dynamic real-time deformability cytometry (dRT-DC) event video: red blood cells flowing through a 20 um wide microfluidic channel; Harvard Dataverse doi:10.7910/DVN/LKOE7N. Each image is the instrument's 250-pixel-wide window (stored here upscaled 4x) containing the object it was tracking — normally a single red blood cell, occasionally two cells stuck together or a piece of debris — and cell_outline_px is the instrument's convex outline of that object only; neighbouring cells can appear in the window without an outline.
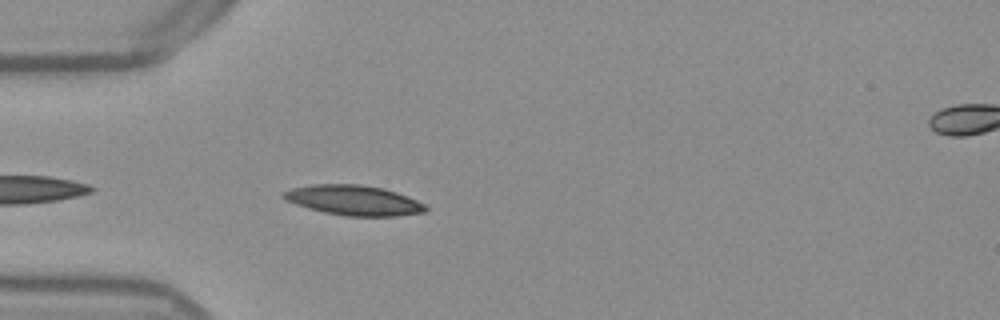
{"species": "Egyptian fruit bat (a non-hibernating species)", "species_latin": "Rousettus aegyptiacus", "temperature_condition": "warm", "stored_images_in_passage": 27, "camera_frame_rate_fps": 3000, "um_per_image_px": 0.085, "frame": {"image": 1, "passage_image": 3, "time_ms": 0.667, "image_size_px": [1000, 320], "cell_outline_px": [[428, 208], [424, 212], [396, 216], [348, 216], [324, 212], [308, 208], [296, 204], [280, 196], [280, 192], [292, 188], [312, 184], [360, 184], [384, 188], [396, 192], [416, 200], [424, 204]], "centroid_in_image_um": [30.04, 17.01], "position_along_channel_um": 55.0, "area_um2": 24.8}}
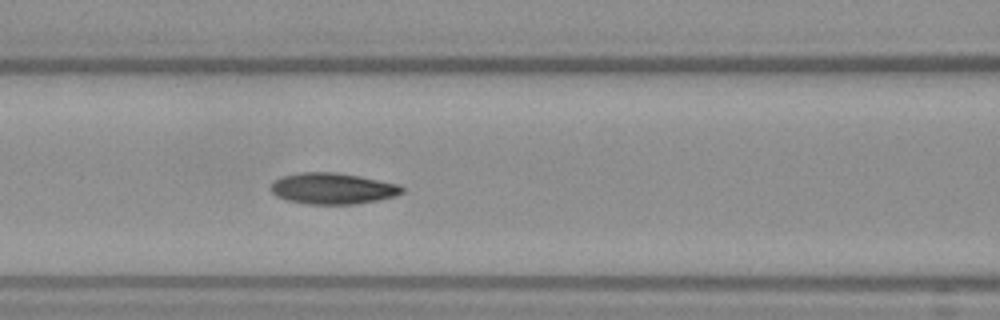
{"frame": {"image": 2, "passage_image": 10, "time_ms": 3.0, "image_size_px": [1000, 320], "cell_outline_px": [[404, 192], [396, 196], [376, 200], [352, 204], [308, 204], [288, 200], [276, 196], [272, 192], [272, 184], [276, 180], [284, 176], [296, 172], [336, 172], [360, 176], [400, 184], [404, 188]], "centroid_in_image_um": [28.31, 16.01], "position_along_channel_um": 138.3, "area_um2": 23.76}}
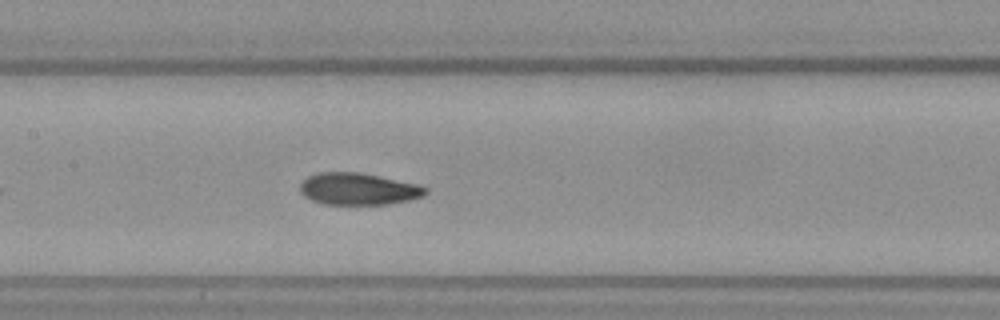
{"frame": {"image": 3, "passage_image": 13, "time_ms": 4.0, "image_size_px": [1000, 320], "cell_outline_px": [[428, 192], [424, 196], [408, 200], [388, 204], [324, 204], [312, 200], [304, 196], [300, 192], [300, 184], [308, 176], [320, 172], [360, 172], [420, 184], [428, 188]], "centroid_in_image_um": [30.49, 16.05], "position_along_channel_um": 176.9, "area_um2": 23.47}}